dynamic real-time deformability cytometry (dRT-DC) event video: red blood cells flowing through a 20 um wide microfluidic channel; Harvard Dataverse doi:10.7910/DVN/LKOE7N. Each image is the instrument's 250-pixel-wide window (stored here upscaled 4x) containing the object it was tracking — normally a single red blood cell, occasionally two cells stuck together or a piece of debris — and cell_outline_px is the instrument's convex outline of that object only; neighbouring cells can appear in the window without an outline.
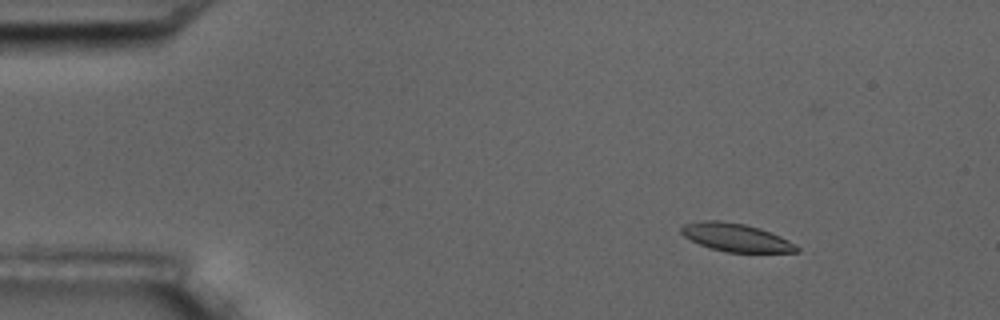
{"species": "common noctule bat (a hibernating species)", "species_latin": "Nyctalus noctula", "temperature_condition": "room temperature", "stored_images_in_passage": 6, "camera_frame_rate_fps": 3000, "um_per_image_px": 0.085, "animal": {"sex": "male", "body_mass_g": 17.5, "forearm_length_mm": 52.3}, "frame": {"image": 1, "passage_image": 2, "time_ms": 2.0, "image_size_px": [1000, 320], "cell_outline_px": [[800, 252], [728, 252], [712, 248], [700, 244], [684, 236], [680, 232], [680, 228], [684, 224], [704, 220], [720, 220], [744, 224], [760, 228], [780, 236], [796, 244], [800, 248]], "centroid_in_image_um": [62.58, 20.18], "position_along_channel_um": 22.4, "area_um2": 18.79}}
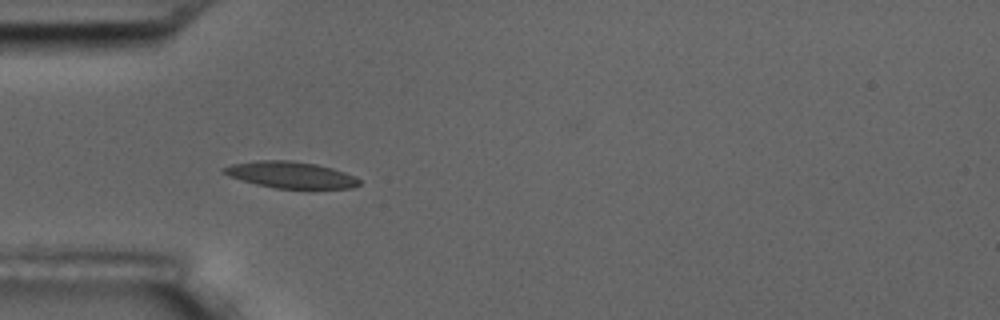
{"frame": {"image": 2, "passage_image": 5, "time_ms": 5.333, "image_size_px": [1000, 320], "cell_outline_px": [[360, 184], [352, 188], [276, 188], [256, 184], [228, 176], [220, 172], [220, 168], [232, 164], [256, 160], [292, 160], [316, 164], [332, 168], [356, 176], [360, 180]], "centroid_in_image_um": [24.67, 14.85], "position_along_channel_um": 60.3, "area_um2": 20.98}}